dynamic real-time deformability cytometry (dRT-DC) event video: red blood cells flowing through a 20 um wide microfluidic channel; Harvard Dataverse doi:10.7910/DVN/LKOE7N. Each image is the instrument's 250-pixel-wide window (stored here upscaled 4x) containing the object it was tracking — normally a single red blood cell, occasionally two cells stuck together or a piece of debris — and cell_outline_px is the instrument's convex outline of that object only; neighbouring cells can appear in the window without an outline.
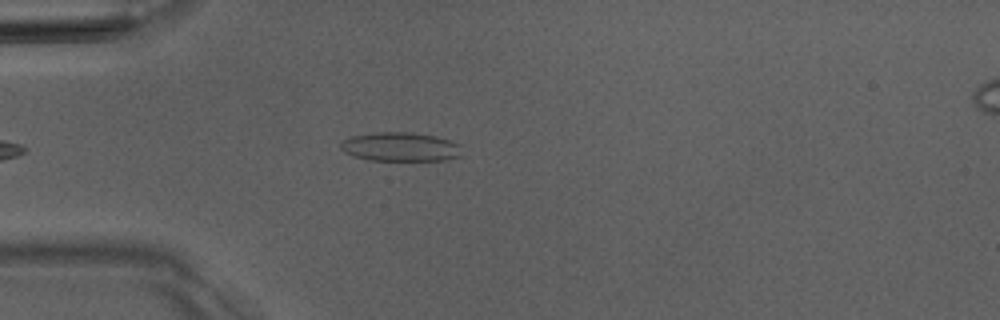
{"species": "Egyptian fruit bat (a non-hibernating species)", "species_latin": "Rousettus aegyptiacus", "temperature_condition": "room temperature", "stored_images_in_passage": 5, "camera_frame_rate_fps": 3000, "um_per_image_px": 0.085, "animal": {"sex": "male"}, "frame": {"image": 1, "passage_image": 5, "time_ms": 4.667, "image_size_px": [1000, 320], "cell_outline_px": [[460, 156], [448, 160], [368, 160], [344, 152], [340, 148], [340, 144], [344, 140], [352, 136], [376, 132], [412, 132], [436, 136], [452, 140], [460, 144]], "centroid_in_image_um": [34.07, 12.47], "position_along_channel_um": 50.9, "area_um2": 20.52}}